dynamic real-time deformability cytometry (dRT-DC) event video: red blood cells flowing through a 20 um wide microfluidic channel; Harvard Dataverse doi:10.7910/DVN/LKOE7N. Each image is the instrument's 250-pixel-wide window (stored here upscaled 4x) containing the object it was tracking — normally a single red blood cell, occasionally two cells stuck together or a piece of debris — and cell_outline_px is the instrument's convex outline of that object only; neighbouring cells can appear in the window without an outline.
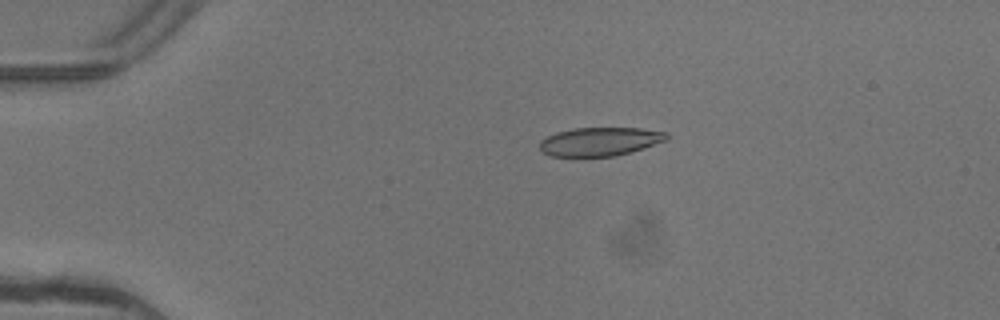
{"species": "common noctule bat (a hibernating species)", "species_latin": "Nyctalus noctula", "temperature_condition": "warm", "stored_images_in_passage": 7, "camera_frame_rate_fps": 3000, "um_per_image_px": 0.085, "animal": {"sex": "female"}, "frame": {"image": 1, "passage_image": 4, "time_ms": 1.0, "image_size_px": [1000, 320], "cell_outline_px": [[668, 140], [644, 148], [616, 156], [552, 156], [544, 152], [540, 148], [540, 140], [556, 132], [572, 128], [640, 128], [668, 132]], "centroid_in_image_um": [51.03, 12.02], "position_along_channel_um": 34.0, "area_um2": 21.15}}
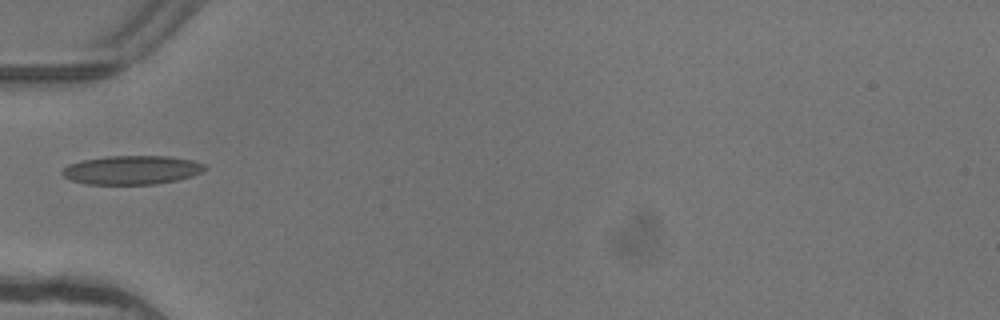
{"frame": {"image": 2, "passage_image": 6, "time_ms": 1.667, "image_size_px": [1000, 320], "cell_outline_px": [[208, 168], [192, 176], [176, 180], [152, 184], [88, 184], [72, 180], [64, 176], [60, 172], [68, 164], [84, 160], [108, 156], [168, 156], [192, 160], [204, 164]], "centroid_in_image_um": [11.21, 14.44], "position_along_channel_um": 73.8, "area_um2": 23.76}}
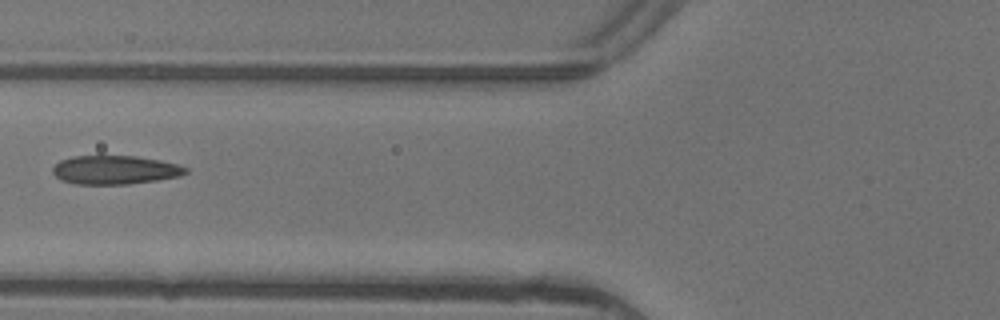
{"frame": {"image": 3, "passage_image": 7, "time_ms": 2.0, "image_size_px": [1000, 320], "cell_outline_px": [[188, 172], [180, 176], [156, 180], [128, 184], [76, 184], [60, 180], [52, 172], [52, 168], [60, 160], [72, 156], [136, 156], [160, 160], [176, 164], [188, 168]], "centroid_in_image_um": [9.76, 14.44], "position_along_channel_um": 116.0, "area_um2": 22.25}}